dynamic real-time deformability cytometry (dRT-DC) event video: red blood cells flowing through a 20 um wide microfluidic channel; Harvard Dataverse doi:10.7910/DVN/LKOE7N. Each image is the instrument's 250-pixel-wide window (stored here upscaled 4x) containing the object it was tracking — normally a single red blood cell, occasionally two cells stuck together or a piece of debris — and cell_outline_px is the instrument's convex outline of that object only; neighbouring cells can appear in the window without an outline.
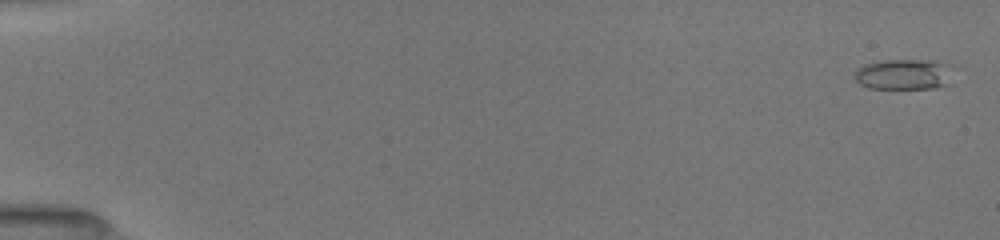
{"species": "common noctule bat (a hibernating species)", "species_latin": "Nyctalus noctula", "temperature_condition": "room temperature", "stored_images_in_passage": 3, "camera_frame_rate_fps": 3000, "um_per_image_px": 0.085, "animal": {"sex": "female", "body_mass_g": 19.5, "forearm_length_mm": 54.1}, "frame": {"image": 1, "passage_image": 1, "time_ms": 0.0, "image_size_px": [1000, 240], "cell_outline_px": [[944, 84], [936, 88], [868, 88], [860, 84], [856, 80], [856, 68], [864, 64], [884, 60], [932, 60], [944, 64]], "centroid_in_image_um": [76.61, 6.31], "position_along_channel_um": 8.4, "area_um2": 16.59}}